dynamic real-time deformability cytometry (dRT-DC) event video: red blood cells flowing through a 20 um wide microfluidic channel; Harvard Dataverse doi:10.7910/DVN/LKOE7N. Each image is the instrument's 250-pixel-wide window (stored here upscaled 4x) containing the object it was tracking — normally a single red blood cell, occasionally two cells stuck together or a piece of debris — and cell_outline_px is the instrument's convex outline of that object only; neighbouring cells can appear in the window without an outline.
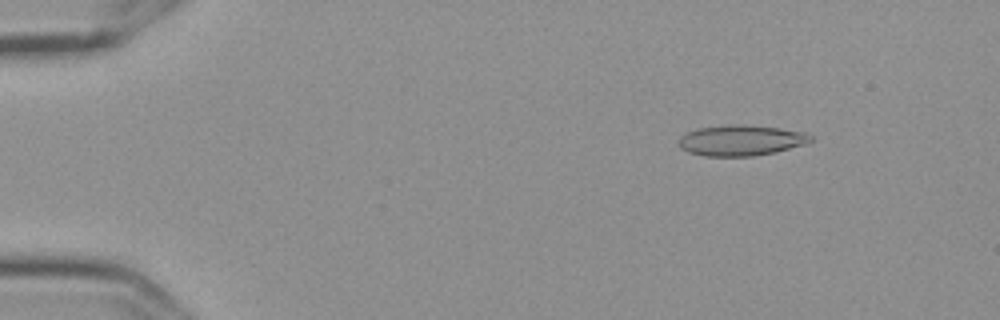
{"species": "Egyptian fruit bat (a non-hibernating species)", "species_latin": "Rousettus aegyptiacus", "temperature_condition": "cold", "stored_images_in_passage": 56, "camera_frame_rate_fps": 3000, "um_per_image_px": 0.085, "frame": {"image": 1, "passage_image": 7, "time_ms": 2.0, "image_size_px": [1000, 320], "cell_outline_px": [[812, 140], [808, 144], [776, 152], [752, 156], [704, 156], [688, 152], [680, 148], [680, 136], [688, 132], [700, 128], [728, 124], [740, 124], [780, 128], [804, 132], [812, 136]], "centroid_in_image_um": [63.02, 11.93], "position_along_channel_um": 22.0, "area_um2": 23.64}}
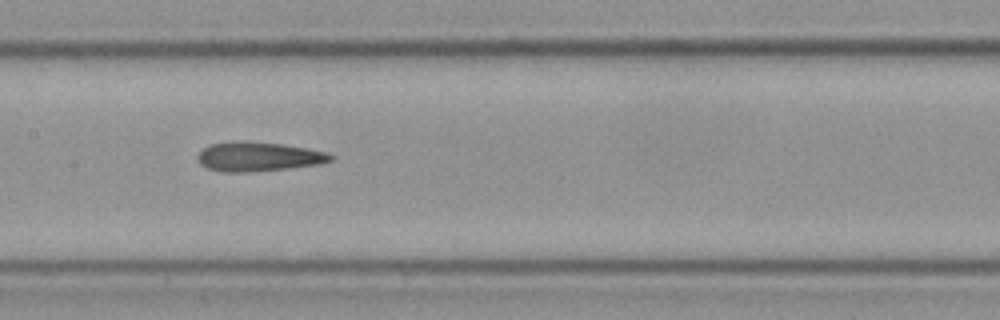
{"frame": {"image": 2, "passage_image": 28, "time_ms": 9.0, "image_size_px": [1000, 320], "cell_outline_px": [[336, 156], [332, 160], [320, 164], [248, 172], [224, 172], [208, 168], [200, 164], [196, 156], [204, 148], [212, 144], [236, 140], [244, 140], [280, 144], [328, 152]], "centroid_in_image_um": [21.96, 13.3], "position_along_channel_um": 185.4, "area_um2": 22.6}}
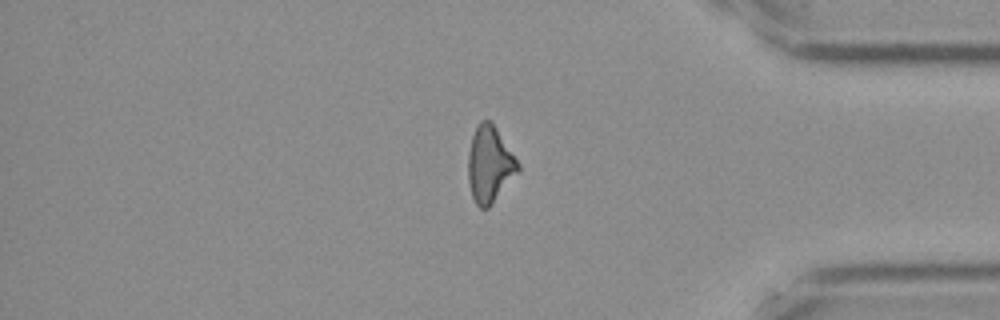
{"frame": {"image": 3, "passage_image": 47, "time_ms": 15.333, "image_size_px": [1000, 320], "cell_outline_px": [[520, 172], [488, 208], [480, 208], [476, 204], [472, 196], [468, 180], [468, 156], [472, 136], [480, 120], [492, 120], [520, 164]], "centroid_in_image_um": [41.64, 13.97], "position_along_channel_um": 393.6, "area_um2": 22.37}, "authors_computed_cell_mechanics": {"area_um2": 22.5131, "velocity_mm_per_s": 3.6224, "shape_relaxation_time_tau1_ms": null, "shape_relaxation_time_tau2_ms": 2.7882, "deformation_change_tau1": null, "deformation_change_tau2": 0.1291}}